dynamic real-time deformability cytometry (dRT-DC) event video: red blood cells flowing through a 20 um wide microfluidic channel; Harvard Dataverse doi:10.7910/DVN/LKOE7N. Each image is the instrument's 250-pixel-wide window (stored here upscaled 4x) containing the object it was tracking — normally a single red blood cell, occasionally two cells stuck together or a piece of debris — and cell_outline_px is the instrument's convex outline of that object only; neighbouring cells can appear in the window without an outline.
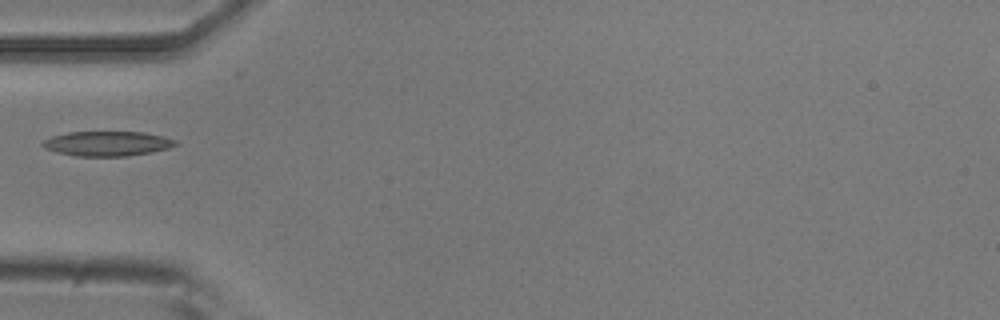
{"species": "common noctule bat (a hibernating species)", "species_latin": "Nyctalus noctula", "temperature_condition": "room temperature", "stored_images_in_passage": 4, "camera_frame_rate_fps": 3000, "um_per_image_px": 0.085, "animal": {"sex": "male", "body_mass_g": 20.5, "forearm_length_mm": 52.5}, "frame": {"image": 1, "passage_image": 4, "time_ms": 1.0, "image_size_px": [1000, 320], "cell_outline_px": [[180, 144], [168, 148], [152, 152], [128, 156], [76, 156], [56, 152], [44, 148], [40, 144], [44, 140], [52, 136], [68, 132], [144, 132], [164, 136], [176, 140]], "centroid_in_image_um": [9.13, 12.2], "position_along_channel_um": 75.9, "area_um2": 19.31}}